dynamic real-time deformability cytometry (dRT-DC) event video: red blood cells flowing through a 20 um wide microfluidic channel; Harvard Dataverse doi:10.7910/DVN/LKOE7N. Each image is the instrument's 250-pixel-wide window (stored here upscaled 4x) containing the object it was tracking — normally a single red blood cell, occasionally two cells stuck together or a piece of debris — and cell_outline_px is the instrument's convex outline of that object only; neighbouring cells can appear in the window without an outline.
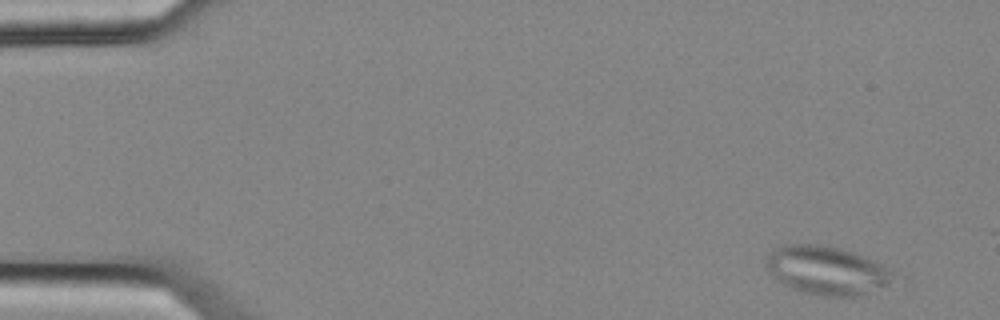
{"species": "common noctule bat (a hibernating species)", "species_latin": "Nyctalus noctula", "temperature_condition": "cold", "stored_images_in_passage": 3, "camera_frame_rate_fps": 3000, "um_per_image_px": 0.085, "animal": {"sex": "female", "body_mass_g": 25.1}, "frame": {"image": 1, "passage_image": 1, "time_ms": 0.0, "image_size_px": [1000, 320], "cell_outline_px": [[904, 276], [856, 296], [820, 296], [804, 292], [792, 288], [776, 280], [764, 268], [764, 260], [772, 248], [784, 244], [816, 244], [840, 248], [852, 252], [872, 260], [900, 272]], "centroid_in_image_um": [70.25, 22.96], "position_along_channel_um": 14.7, "area_um2": 36.41}}